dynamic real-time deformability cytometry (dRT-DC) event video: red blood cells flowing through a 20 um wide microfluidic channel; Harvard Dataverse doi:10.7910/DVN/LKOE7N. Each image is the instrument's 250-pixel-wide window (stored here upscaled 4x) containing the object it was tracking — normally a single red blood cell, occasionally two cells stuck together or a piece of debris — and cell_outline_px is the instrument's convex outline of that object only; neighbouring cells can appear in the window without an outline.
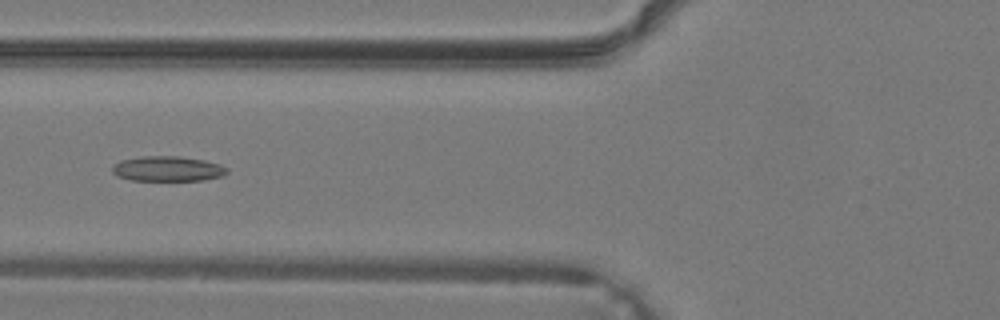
{"species": "common noctule bat (a hibernating species)", "species_latin": "Nyctalus noctula", "temperature_condition": "warm", "stored_images_in_passage": 28, "camera_frame_rate_fps": 3000, "um_per_image_px": 0.085, "animal": {"sex": "male", "body_mass_g": 19.2, "forearm_length_mm": 51.8}, "frame": {"image": 1, "passage_image": 5, "time_ms": 1.333, "image_size_px": [1000, 320], "cell_outline_px": [[228, 172], [220, 176], [204, 180], [132, 180], [116, 176], [112, 172], [112, 164], [120, 160], [144, 156], [180, 156], [204, 160], [220, 164], [228, 168]], "centroid_in_image_um": [14.22, 14.34], "position_along_channel_um": 111.6, "area_um2": 16.82}}
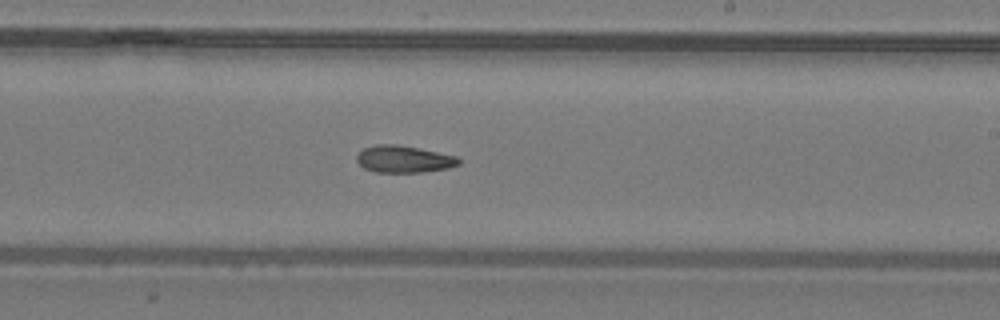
{"frame": {"image": 2, "passage_image": 13, "time_ms": 4.0, "image_size_px": [1000, 320], "cell_outline_px": [[460, 164], [448, 168], [424, 172], [376, 172], [364, 168], [356, 160], [356, 156], [364, 148], [376, 144], [396, 144], [456, 156], [460, 160]], "centroid_in_image_um": [34.31, 13.53], "position_along_channel_um": 254.7, "area_um2": 15.9}}
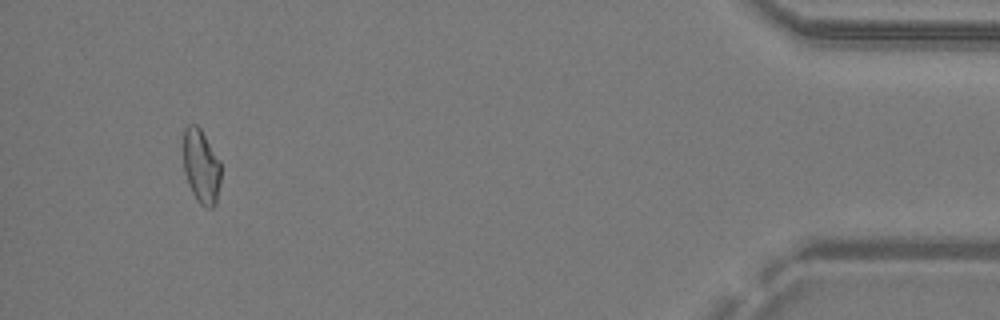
{"frame": {"image": 3, "passage_image": 26, "time_ms": 8.333, "image_size_px": [1000, 320], "cell_outline_px": [[220, 184], [216, 204], [212, 208], [208, 208], [200, 204], [196, 200], [188, 184], [184, 172], [184, 128], [188, 124], [196, 124], [200, 128], [220, 160]], "centroid_in_image_um": [17.1, 14.16], "position_along_channel_um": 418.1, "area_um2": 16.3}}